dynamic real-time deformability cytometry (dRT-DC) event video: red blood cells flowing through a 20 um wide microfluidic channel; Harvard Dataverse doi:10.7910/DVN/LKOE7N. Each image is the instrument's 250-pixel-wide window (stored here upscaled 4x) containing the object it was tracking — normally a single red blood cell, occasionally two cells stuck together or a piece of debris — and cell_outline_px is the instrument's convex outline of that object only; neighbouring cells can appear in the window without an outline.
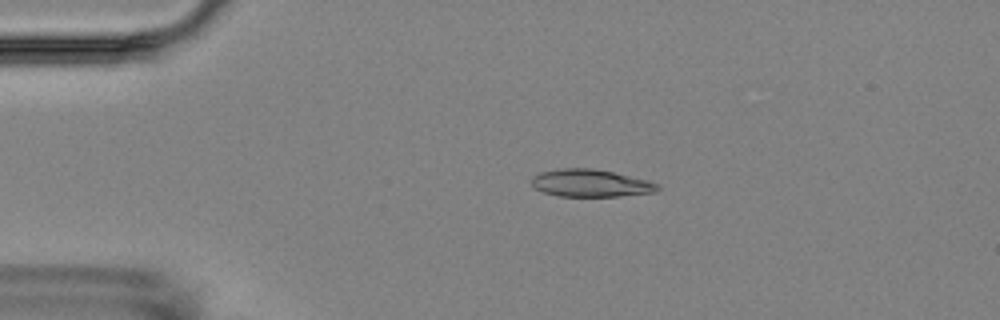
{"species": "Egyptian fruit bat (a non-hibernating species)", "species_latin": "Rousettus aegyptiacus", "temperature_condition": "room temperature", "stored_images_in_passage": 6, "camera_frame_rate_fps": 3000, "um_per_image_px": 0.085, "animal": {"sex": "female"}, "frame": {"image": 1, "passage_image": 4, "time_ms": 3.333, "image_size_px": [1000, 320], "cell_outline_px": [[660, 188], [656, 192], [620, 196], [560, 196], [544, 192], [536, 188], [532, 184], [532, 176], [540, 172], [556, 168], [592, 168], [612, 172], [648, 180], [660, 184]], "centroid_in_image_um": [50.22, 15.56], "position_along_channel_um": 34.8, "area_um2": 20.17}}